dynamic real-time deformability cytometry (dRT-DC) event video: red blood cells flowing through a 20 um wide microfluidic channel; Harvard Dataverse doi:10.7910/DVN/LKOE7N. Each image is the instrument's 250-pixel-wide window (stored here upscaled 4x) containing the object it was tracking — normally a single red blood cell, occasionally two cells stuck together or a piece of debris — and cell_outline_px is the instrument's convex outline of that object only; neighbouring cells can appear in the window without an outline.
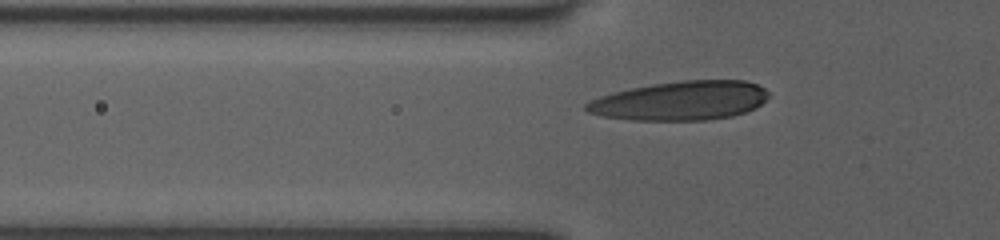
{"species": "human", "species_latin": "Homo sapiens", "temperature_condition": "room temperature", "stored_images_in_passage": 29, "camera_frame_rate_fps": 3000, "um_per_image_px": 0.085, "donor": {"sex": "female"}, "frame": {"image": 1, "passage_image": 5, "time_ms": 1.333, "image_size_px": [1000, 240], "cell_outline_px": [[768, 96], [756, 108], [732, 116], [704, 120], [632, 120], [604, 116], [588, 112], [584, 108], [584, 104], [600, 96], [632, 88], [652, 84], [684, 80], [744, 80], [756, 84], [764, 88], [768, 92]], "centroid_in_image_um": [57.85, 8.56], "position_along_channel_um": 67.9, "area_um2": 41.21}}
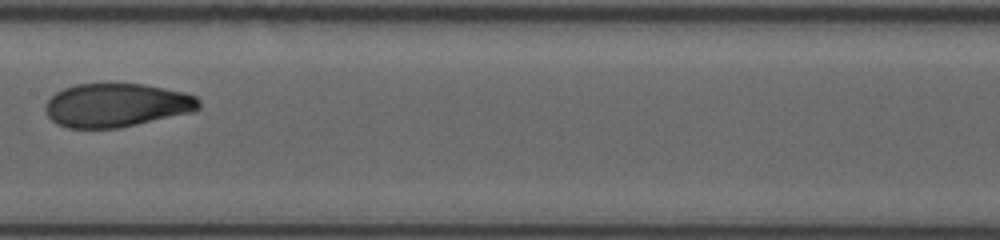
{"frame": {"image": 2, "passage_image": 14, "time_ms": 4.667, "image_size_px": [1000, 240], "cell_outline_px": [[200, 108], [196, 112], [116, 128], [68, 128], [56, 124], [48, 116], [44, 108], [44, 104], [56, 92], [64, 88], [76, 84], [144, 84], [184, 92], [196, 96], [200, 100]], "centroid_in_image_um": [9.92, 8.94], "position_along_channel_um": 197.5, "area_um2": 39.19}}
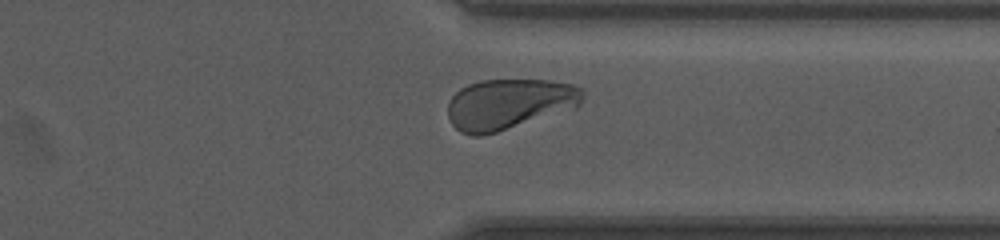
{"frame": {"image": 3, "passage_image": 25, "time_ms": 9.0, "image_size_px": [1000, 240], "cell_outline_px": [[584, 96], [580, 104], [576, 108], [496, 132], [480, 136], [472, 136], [460, 132], [448, 120], [448, 100], [460, 88], [468, 84], [480, 80], [548, 80], [572, 84], [584, 88]], "centroid_in_image_um": [43.27, 8.83], "position_along_channel_um": 368.1, "area_um2": 40.0}, "authors_computed_cell_mechanics": {"area_um2": 39.4774, "velocity_mm_per_s": 3.9452, "shape_relaxation_time_tau1_ms": 3.9546, "shape_relaxation_time_tau2_ms": 0.8844, "deformation_change_tau1": 0.1559, "deformation_change_tau2": 0.0536}}